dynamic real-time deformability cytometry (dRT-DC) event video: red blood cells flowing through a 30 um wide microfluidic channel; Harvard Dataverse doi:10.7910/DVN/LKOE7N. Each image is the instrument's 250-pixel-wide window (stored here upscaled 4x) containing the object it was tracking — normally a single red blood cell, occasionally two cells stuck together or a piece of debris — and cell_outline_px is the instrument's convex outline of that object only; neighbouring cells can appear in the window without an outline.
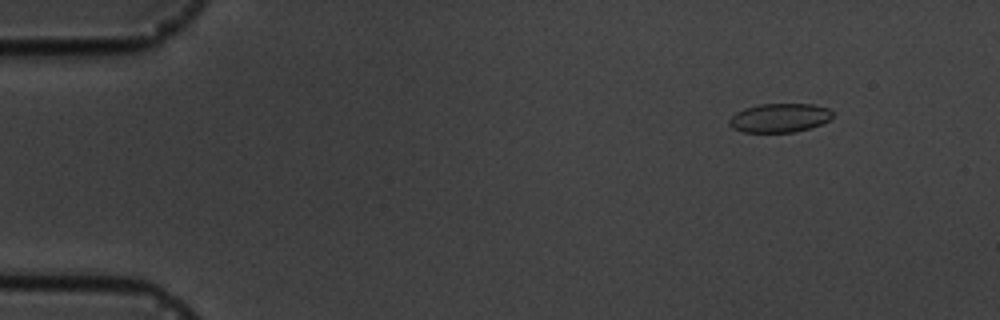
{"species": "common noctule bat (a hibernating species)", "species_latin": "Nyctalus noctula", "temperature_condition": "cold", "stored_images_in_passage": 6, "camera_frame_rate_fps": 3000, "um_per_image_px": 0.085, "animal": {"sex": "male", "body_mass_g": 19.5, "forearm_length_mm": 54.6}, "frame": {"image": 1, "passage_image": 2, "time_ms": 1.333, "image_size_px": [1000, 320], "cell_outline_px": [[832, 116], [828, 120], [820, 124], [796, 132], [744, 132], [732, 128], [728, 124], [728, 120], [736, 112], [744, 108], [760, 104], [812, 104], [828, 108], [832, 112]], "centroid_in_image_um": [66.22, 10.02], "position_along_channel_um": 18.8, "area_um2": 17.34}}
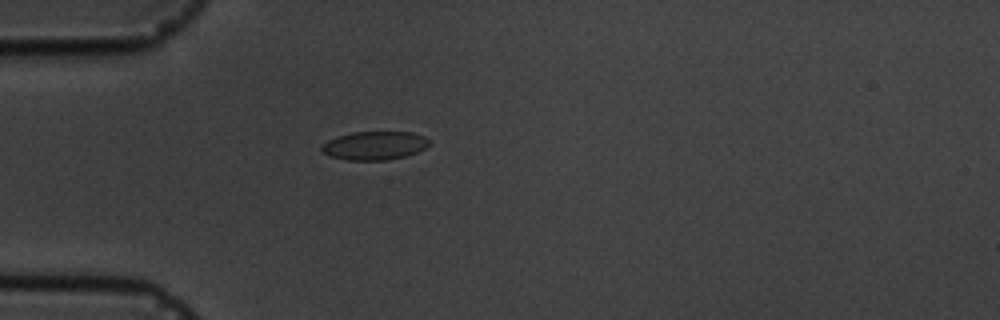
{"frame": {"image": 2, "passage_image": 5, "time_ms": 4.667, "image_size_px": [1000, 320], "cell_outline_px": [[428, 144], [424, 148], [416, 152], [404, 156], [384, 160], [348, 160], [332, 156], [320, 152], [320, 144], [336, 136], [352, 132], [412, 132], [424, 136], [428, 140]], "centroid_in_image_um": [31.76, 12.36], "position_along_channel_um": 53.2, "area_um2": 17.8}}